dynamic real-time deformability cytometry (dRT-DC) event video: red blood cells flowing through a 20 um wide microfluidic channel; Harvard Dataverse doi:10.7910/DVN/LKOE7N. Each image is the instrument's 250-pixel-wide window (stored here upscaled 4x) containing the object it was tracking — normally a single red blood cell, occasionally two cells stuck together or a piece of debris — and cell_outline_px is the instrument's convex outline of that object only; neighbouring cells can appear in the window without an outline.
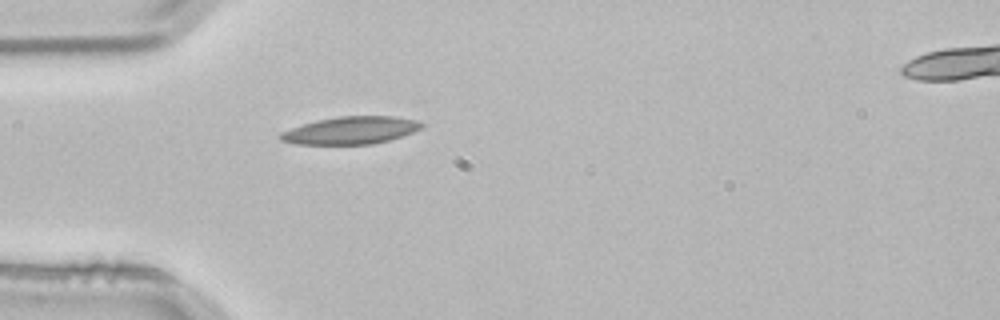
{"species": "common noctule bat (a hibernating species)", "species_latin": "Nyctalus noctula", "temperature_condition": "room temperature", "stored_images_in_passage": 4, "camera_frame_rate_fps": 3000, "um_per_image_px": 0.085, "animal": {"sex": "male", "body_mass_g": 21.5, "forearm_length_mm": 52.0}, "frame": {"image": 1, "passage_image": 3, "time_ms": 0.667, "image_size_px": [1000, 320], "cell_outline_px": [[424, 128], [388, 140], [372, 144], [296, 144], [280, 140], [280, 132], [316, 120], [340, 116], [396, 116], [416, 120], [424, 124]], "centroid_in_image_um": [29.84, 11.07], "position_along_channel_um": 55.2, "area_um2": 22.48}}